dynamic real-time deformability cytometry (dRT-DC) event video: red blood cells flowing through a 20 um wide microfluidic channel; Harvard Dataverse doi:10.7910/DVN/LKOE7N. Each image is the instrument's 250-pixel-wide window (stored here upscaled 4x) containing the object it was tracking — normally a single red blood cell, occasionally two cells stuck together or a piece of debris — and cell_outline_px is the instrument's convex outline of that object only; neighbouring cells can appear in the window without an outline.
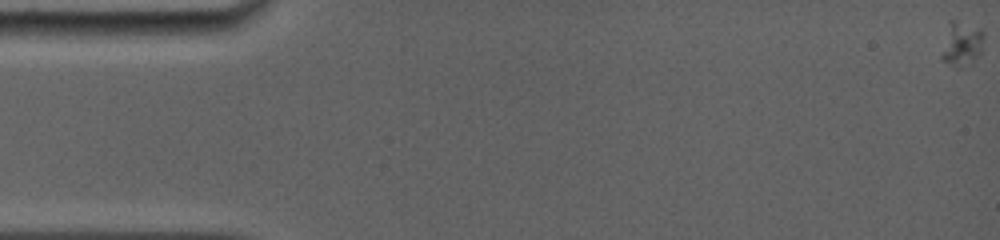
{"species": "common noctule bat (a hibernating species)", "species_latin": "Nyctalus noctula", "temperature_condition": "room temperature", "stored_images_in_passage": 34, "camera_frame_rate_fps": 5000, "um_per_image_px": 0.085, "animal": {"sex": "female", "body_mass_g": 19.0, "forearm_length_mm": 56.7}, "frame": {"image": 1, "passage_image": 1, "time_ms": 0.0, "image_size_px": [1000, 240], "cell_outline_px": [[984, 36], [980, 52], [976, 56], [960, 68], [944, 60], [940, 56], [952, 20], [956, 20], [980, 28], [984, 32]], "centroid_in_image_um": [81.77, 3.7], "position_along_channel_um": 3.2, "area_um2": 10.17}}